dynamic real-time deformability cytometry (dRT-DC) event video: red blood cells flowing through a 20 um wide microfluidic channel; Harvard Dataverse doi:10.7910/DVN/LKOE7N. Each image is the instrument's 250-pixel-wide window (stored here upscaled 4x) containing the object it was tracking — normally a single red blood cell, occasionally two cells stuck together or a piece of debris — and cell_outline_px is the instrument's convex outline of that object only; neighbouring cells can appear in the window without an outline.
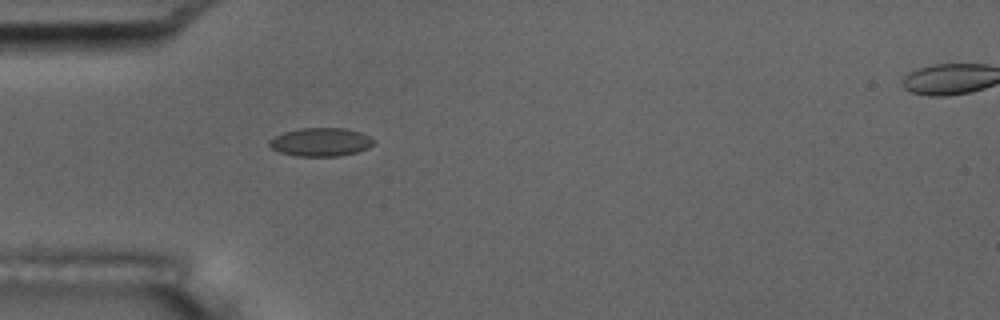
{"species": "common noctule bat (a hibernating species)", "species_latin": "Nyctalus noctula", "temperature_condition": "room temperature", "stored_images_in_passage": 54, "camera_frame_rate_fps": 3000, "um_per_image_px": 0.085, "animal": {"sex": "male", "body_mass_g": 17.5, "forearm_length_mm": 52.3}, "frame": {"image": 1, "passage_image": 16, "time_ms": 5.0, "image_size_px": [1000, 320], "cell_outline_px": [[376, 140], [368, 148], [356, 152], [340, 156], [296, 156], [280, 152], [272, 148], [268, 144], [268, 140], [284, 132], [300, 128], [348, 128], [360, 132]], "centroid_in_image_um": [27.26, 12.07], "position_along_channel_um": 57.7, "area_um2": 17.28}, "authors_computed_cell_mechanics": {"area_um2": 17.2533, "velocity_mm_per_s": 3.7247, "shape_relaxation_time_tau1_ms": 11.1792, "shape_relaxation_time_tau2_ms": 1.2803, "deformation_change_tau1": 0.1576, "deformation_change_tau2": 0.056}}